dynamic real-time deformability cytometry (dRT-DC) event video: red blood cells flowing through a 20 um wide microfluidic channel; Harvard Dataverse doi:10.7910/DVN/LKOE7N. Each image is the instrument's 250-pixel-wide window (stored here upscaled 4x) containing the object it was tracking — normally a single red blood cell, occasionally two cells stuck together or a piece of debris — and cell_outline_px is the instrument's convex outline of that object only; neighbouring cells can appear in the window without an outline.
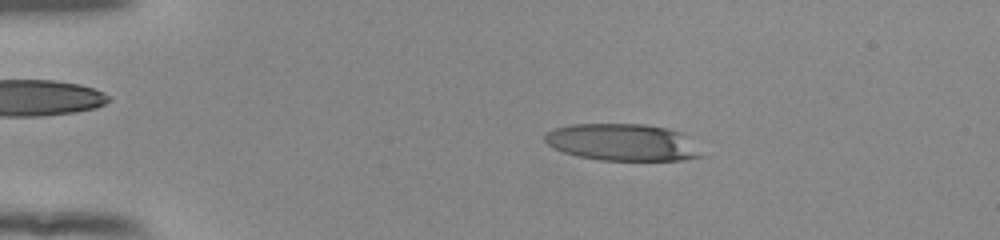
{"species": "human", "species_latin": "Homo sapiens", "temperature_condition": "room temperature", "stored_images_in_passage": 53, "camera_frame_rate_fps": 3000, "um_per_image_px": 0.085, "donor": {"sex": "female"}, "frame": {"image": 1, "passage_image": 11, "time_ms": 3.333, "image_size_px": [1000, 240], "cell_outline_px": [[704, 156], [684, 160], [600, 160], [580, 156], [564, 152], [552, 148], [544, 140], [544, 136], [552, 128], [572, 124], [644, 124], [668, 128], [680, 132], [688, 136]], "centroid_in_image_um": [52.91, 12.09], "position_along_channel_um": 32.1, "area_um2": 33.81}}
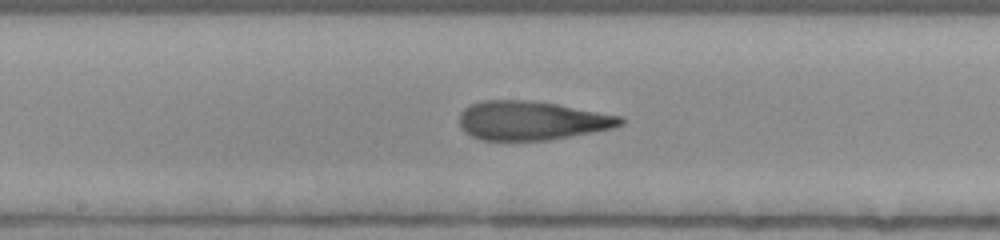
{"frame": {"image": 2, "passage_image": 29, "time_ms": 9.333, "image_size_px": [1000, 240], "cell_outline_px": [[624, 124], [612, 128], [592, 132], [548, 140], [480, 140], [464, 132], [460, 128], [460, 112], [464, 108], [472, 104], [484, 100], [528, 100], [556, 104], [624, 116]], "centroid_in_image_um": [45.19, 10.25], "position_along_channel_um": 203.0, "area_um2": 36.59}}
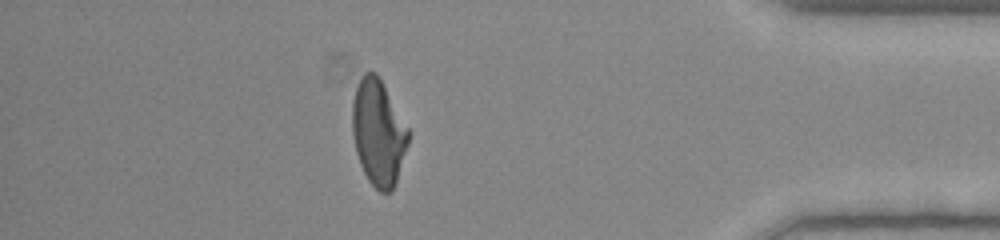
{"frame": {"image": 3, "passage_image": 47, "time_ms": 15.333, "image_size_px": [1000, 240], "cell_outline_px": [[408, 144], [396, 184], [392, 192], [380, 192], [368, 180], [360, 164], [356, 152], [352, 132], [352, 104], [356, 88], [364, 72], [376, 72], [408, 128]], "centroid_in_image_um": [32.15, 11.31], "position_along_channel_um": 403.0, "area_um2": 34.28}, "authors_computed_cell_mechanics": {"area_um2": 36.5296, "velocity_mm_per_s": 3.9245, "shape_relaxation_time_tau1_ms": 8.0835, "shape_relaxation_time_tau2_ms": 1.8893, "deformation_change_tau1": 0.2936, "deformation_change_tau2": 0.1217}}